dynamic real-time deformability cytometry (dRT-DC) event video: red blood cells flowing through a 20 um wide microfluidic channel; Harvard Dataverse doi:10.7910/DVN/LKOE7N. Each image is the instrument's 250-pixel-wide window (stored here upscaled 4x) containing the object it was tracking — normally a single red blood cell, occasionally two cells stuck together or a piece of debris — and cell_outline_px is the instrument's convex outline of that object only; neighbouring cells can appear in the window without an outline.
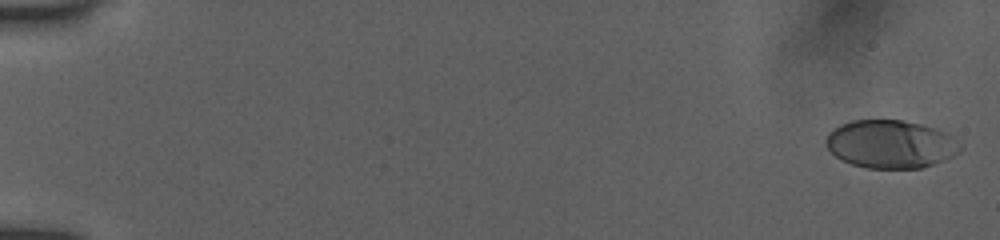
{"species": "human", "species_latin": "Homo sapiens", "temperature_condition": "room temperature", "stored_images_in_passage": 47, "camera_frame_rate_fps": 3000, "um_per_image_px": 0.085, "donor": {"sex": "female"}, "frame": {"image": 1, "passage_image": 2, "time_ms": 0.333, "image_size_px": [1000, 240], "cell_outline_px": [[964, 148], [960, 152], [944, 160], [920, 168], [868, 168], [852, 164], [836, 156], [828, 148], [824, 140], [828, 132], [840, 124], [852, 120], [904, 120], [920, 124], [944, 132], [952, 136], [964, 144]], "centroid_in_image_um": [75.72, 12.24], "position_along_channel_um": 9.3, "area_um2": 37.69}}
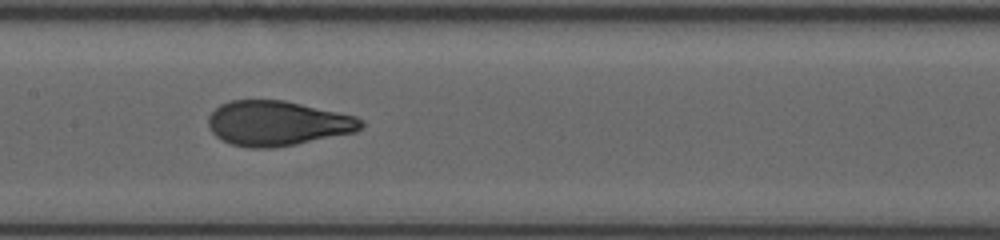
{"frame": {"image": 2, "passage_image": 26, "time_ms": 8.333, "image_size_px": [1000, 240], "cell_outline_px": [[364, 124], [356, 132], [276, 148], [248, 148], [232, 144], [216, 136], [208, 128], [208, 116], [220, 104], [232, 100], [284, 100], [356, 116], [364, 120]], "centroid_in_image_um": [23.58, 10.48], "position_along_channel_um": 183.8, "area_um2": 40.0}}
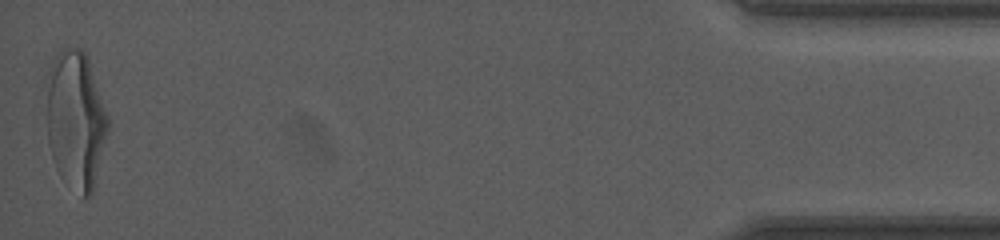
{"frame": {"image": 3, "passage_image": 47, "time_ms": 15.333, "image_size_px": [1000, 240], "cell_outline_px": [[108, 128], [92, 192], [88, 196], [84, 196], [60, 176], [56, 168], [48, 144], [48, 72], [52, 60], [64, 48], [76, 48], [84, 52], [88, 56], [108, 116]], "centroid_in_image_um": [6.44, 10.14], "position_along_channel_um": 428.8, "area_um2": 48.38}, "authors_computed_cell_mechanics": {"area_um2": 39.7086, "velocity_mm_per_s": 3.9228, "shape_relaxation_time_tau1_ms": 2.8015, "shape_relaxation_time_tau2_ms": null, "deformation_change_tau1": 0.1821, "deformation_change_tau2": null}}